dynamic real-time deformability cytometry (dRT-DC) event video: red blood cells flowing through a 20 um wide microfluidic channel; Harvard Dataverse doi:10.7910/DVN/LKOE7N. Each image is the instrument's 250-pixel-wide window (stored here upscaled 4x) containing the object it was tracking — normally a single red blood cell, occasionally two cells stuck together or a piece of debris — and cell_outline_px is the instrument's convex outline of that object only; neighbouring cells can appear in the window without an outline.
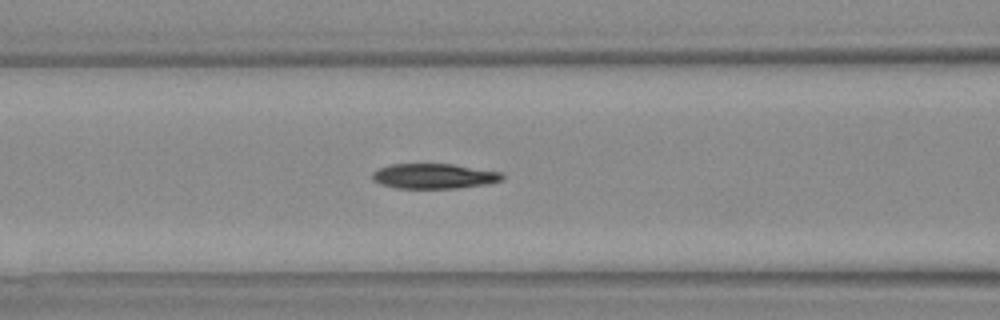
{"species": "Egyptian fruit bat (a non-hibernating species)", "species_latin": "Rousettus aegyptiacus", "temperature_condition": "warm", "stored_images_in_passage": 25, "camera_frame_rate_fps": 3000, "um_per_image_px": 0.085, "animal": {"sex": "female"}, "frame": {"image": 1, "passage_image": 8, "time_ms": 2.333, "image_size_px": [1000, 320], "cell_outline_px": [[504, 180], [488, 184], [456, 188], [396, 188], [380, 184], [372, 180], [372, 172], [380, 168], [392, 164], [452, 164], [504, 172]], "centroid_in_image_um": [36.93, 14.97], "position_along_channel_um": 129.7, "area_um2": 19.13}}